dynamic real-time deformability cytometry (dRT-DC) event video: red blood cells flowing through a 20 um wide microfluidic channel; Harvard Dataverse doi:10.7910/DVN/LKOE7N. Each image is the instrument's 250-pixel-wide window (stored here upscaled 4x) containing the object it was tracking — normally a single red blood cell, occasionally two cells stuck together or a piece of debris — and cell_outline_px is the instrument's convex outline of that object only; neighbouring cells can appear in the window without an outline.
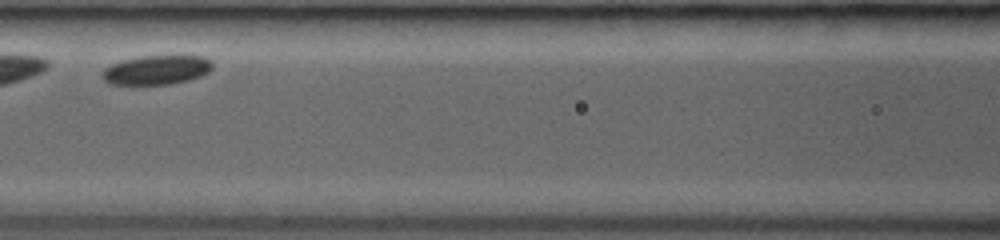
{"species": "common noctule bat (a hibernating species)", "species_latin": "Nyctalus noctula", "temperature_condition": "room temperature", "stored_images_in_passage": 6, "camera_frame_rate_fps": 3000, "um_per_image_px": 0.085, "animal": {"sex": "female", "body_mass_g": 19.0, "forearm_length_mm": 53.3}, "frame": {"image": 1, "passage_image": 5, "time_ms": 2.667, "image_size_px": [1000, 240], "cell_outline_px": [[212, 68], [208, 72], [200, 76], [188, 80], [172, 84], [108, 84], [104, 80], [100, 72], [104, 68], [120, 60], [140, 56], [204, 56], [212, 64]], "centroid_in_image_um": [13.26, 5.94], "position_along_channel_um": 153.3, "area_um2": 18.79}}